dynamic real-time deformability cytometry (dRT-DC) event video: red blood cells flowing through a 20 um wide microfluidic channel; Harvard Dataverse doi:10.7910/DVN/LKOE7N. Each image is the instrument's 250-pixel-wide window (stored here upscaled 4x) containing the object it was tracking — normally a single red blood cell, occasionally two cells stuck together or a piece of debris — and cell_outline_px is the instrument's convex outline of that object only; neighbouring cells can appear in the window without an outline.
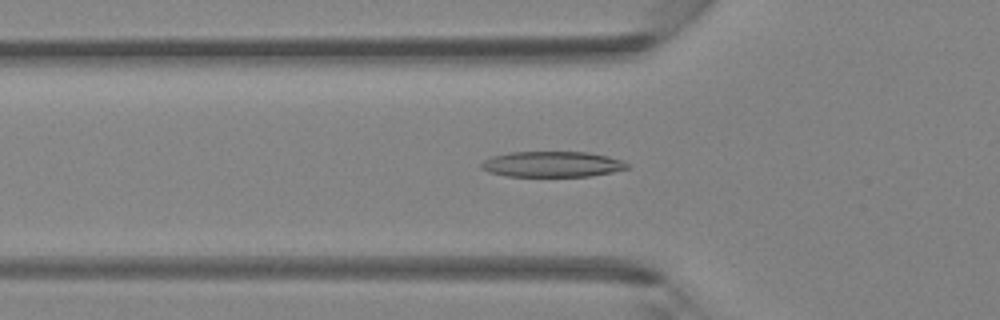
{"species": "Egyptian fruit bat (a non-hibernating species)", "species_latin": "Rousettus aegyptiacus", "temperature_condition": "room temperature", "stored_images_in_passage": 44, "camera_frame_rate_fps": 3000, "um_per_image_px": 0.085, "animal": {"sex": "female"}, "frame": {"image": 1, "passage_image": 15, "time_ms": 4.667, "image_size_px": [1000, 320], "cell_outline_px": [[628, 168], [612, 172], [588, 176], [508, 176], [488, 172], [480, 168], [480, 164], [484, 160], [492, 156], [512, 152], [588, 152], [608, 156], [624, 160], [628, 164]], "centroid_in_image_um": [46.93, 13.95], "position_along_channel_um": 78.9, "area_um2": 21.79}}
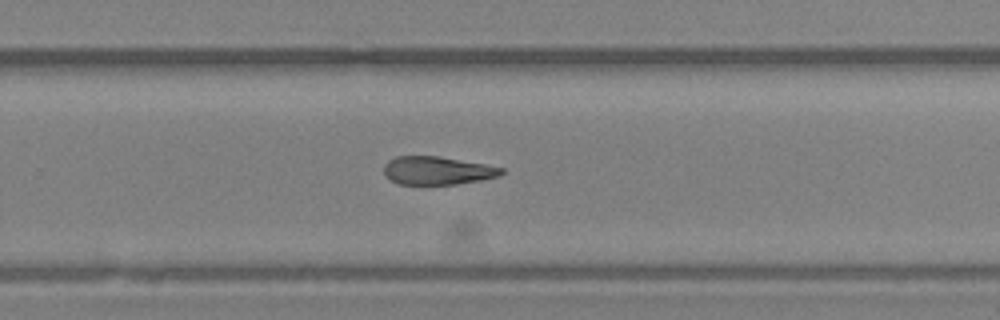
{"frame": {"image": 2, "passage_image": 29, "time_ms": 9.333, "image_size_px": [1000, 320], "cell_outline_px": [[504, 172], [500, 176], [480, 180], [456, 184], [400, 184], [384, 176], [384, 164], [388, 160], [396, 156], [440, 156], [484, 164], [504, 168]], "centroid_in_image_um": [37.16, 14.49], "position_along_channel_um": 292.6, "area_um2": 19.31}}
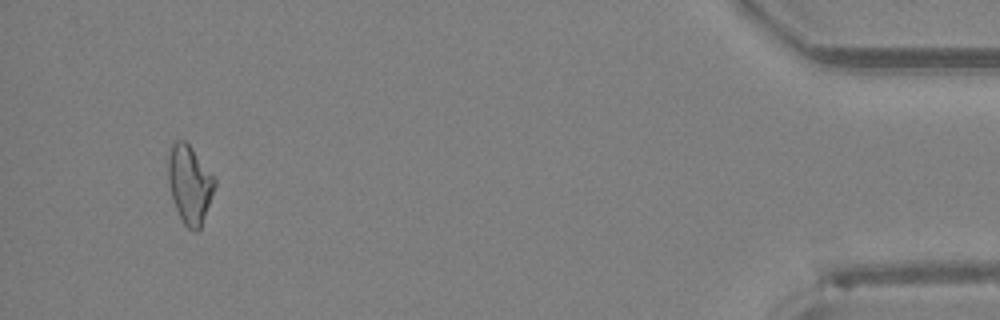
{"frame": {"image": 3, "passage_image": 42, "time_ms": 13.667, "image_size_px": [1000, 320], "cell_outline_px": [[216, 184], [200, 228], [196, 232], [192, 232], [184, 224], [176, 208], [168, 184], [168, 152], [172, 144], [176, 140], [184, 140], [192, 148], [216, 180]], "centroid_in_image_um": [16.1, 15.66], "position_along_channel_um": 419.1, "area_um2": 20.92}}